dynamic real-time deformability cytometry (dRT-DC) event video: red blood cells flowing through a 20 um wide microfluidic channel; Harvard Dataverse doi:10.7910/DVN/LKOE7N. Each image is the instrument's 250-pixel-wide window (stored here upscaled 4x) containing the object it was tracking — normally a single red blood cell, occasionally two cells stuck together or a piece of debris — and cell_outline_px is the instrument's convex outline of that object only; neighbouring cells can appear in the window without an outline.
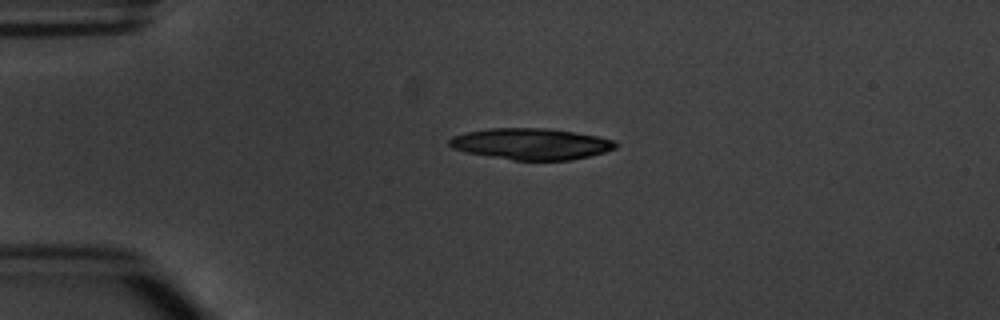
{"species": "common noctule bat (a hibernating species)", "species_latin": "Nyctalus noctula", "temperature_condition": "warm", "stored_images_in_passage": 4, "camera_frame_rate_fps": 3000, "um_per_image_px": 0.085, "animal": {"sex": "male", "body_mass_g": 20.1, "forearm_length_mm": 53.5}, "frame": {"image": 1, "passage_image": 4, "time_ms": 3.667, "image_size_px": [1000, 320], "cell_outline_px": [[620, 144], [616, 148], [604, 152], [588, 156], [568, 160], [512, 160], [468, 152], [452, 148], [448, 144], [448, 140], [452, 136], [468, 132], [488, 128], [548, 128], [596, 136], [616, 140]], "centroid_in_image_um": [45.16, 12.23], "position_along_channel_um": 39.8, "area_um2": 30.17}}